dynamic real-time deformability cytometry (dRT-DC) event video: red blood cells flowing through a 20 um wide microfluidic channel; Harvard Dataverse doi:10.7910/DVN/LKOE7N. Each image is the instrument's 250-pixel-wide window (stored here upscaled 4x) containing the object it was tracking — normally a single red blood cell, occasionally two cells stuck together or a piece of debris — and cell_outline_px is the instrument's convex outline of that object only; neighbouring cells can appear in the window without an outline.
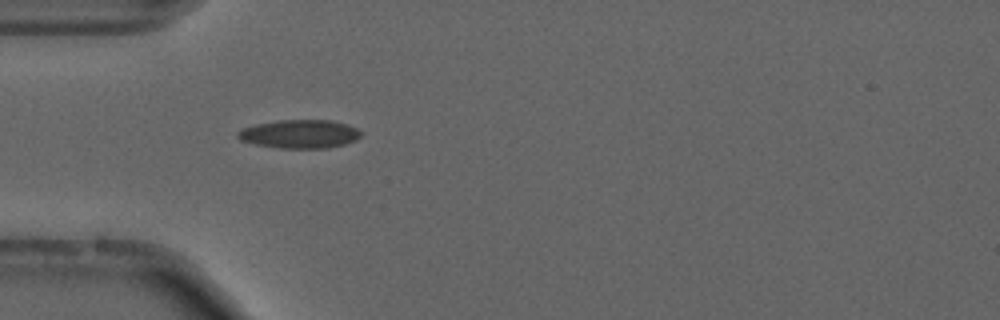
{"species": "common noctule bat (a hibernating species)", "species_latin": "Nyctalus noctula", "temperature_condition": "cold", "stored_images_in_passage": 20, "camera_frame_rate_fps": 3000, "um_per_image_px": 0.085, "animal": {"sex": "male", "forearm_length_mm": 52.5}, "frame": {"image": 1, "passage_image": 1, "time_ms": 0.0, "image_size_px": [1000, 320], "cell_outline_px": [[364, 132], [356, 140], [344, 144], [328, 148], [280, 148], [256, 144], [240, 140], [236, 136], [236, 132], [244, 128], [256, 124], [280, 120], [332, 120], [348, 124]], "centroid_in_image_um": [25.5, 11.38], "position_along_channel_um": 59.5, "area_um2": 20.52}}